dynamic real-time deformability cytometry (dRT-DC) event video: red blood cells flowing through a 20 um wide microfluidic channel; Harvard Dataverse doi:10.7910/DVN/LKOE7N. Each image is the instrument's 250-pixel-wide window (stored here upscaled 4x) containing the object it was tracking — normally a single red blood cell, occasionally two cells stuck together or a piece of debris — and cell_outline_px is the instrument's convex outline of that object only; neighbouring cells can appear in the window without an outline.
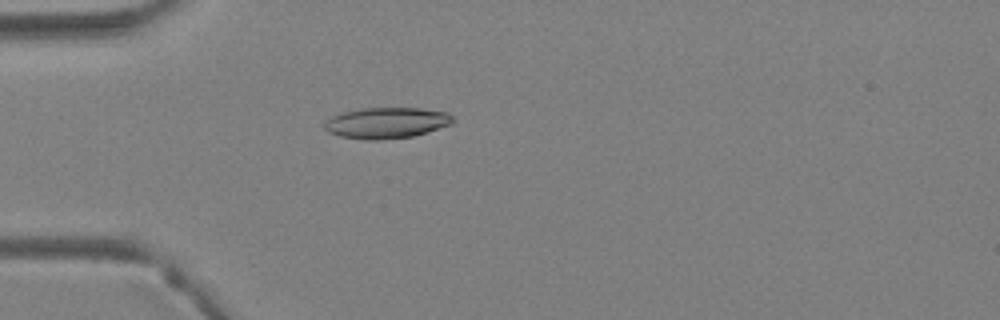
{"species": "Egyptian fruit bat (a non-hibernating species)", "species_latin": "Rousettus aegyptiacus", "temperature_condition": "warm", "stored_images_in_passage": 26, "camera_frame_rate_fps": 3000, "um_per_image_px": 0.085, "animal": {"sex": "female"}, "frame": {"image": 1, "passage_image": 1, "time_ms": 0.0, "image_size_px": [1000, 320], "cell_outline_px": [[456, 120], [452, 124], [412, 136], [380, 140], [364, 140], [340, 136], [328, 132], [324, 128], [324, 120], [340, 112], [364, 108], [420, 108], [448, 112]], "centroid_in_image_um": [32.83, 10.44], "position_along_channel_um": 52.2, "area_um2": 23.35}}
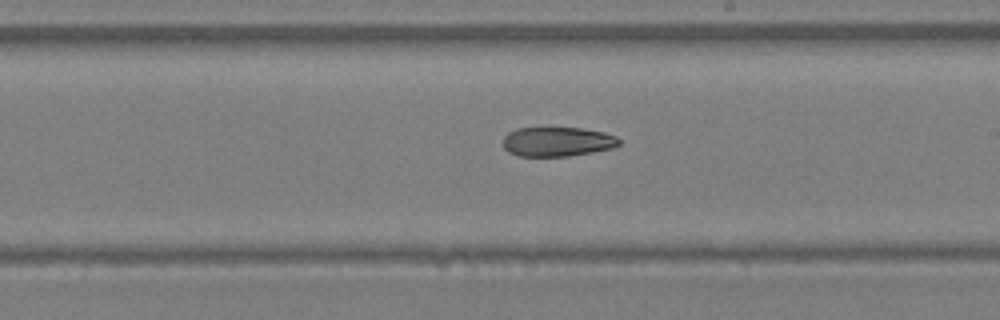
{"frame": {"image": 2, "passage_image": 13, "time_ms": 4.0, "image_size_px": [1000, 320], "cell_outline_px": [[620, 144], [612, 148], [592, 152], [568, 156], [520, 156], [508, 152], [504, 148], [504, 136], [508, 132], [516, 128], [584, 128], [604, 132], [616, 136], [620, 140]], "centroid_in_image_um": [47.38, 12.04], "position_along_channel_um": 241.6, "area_um2": 19.94}}
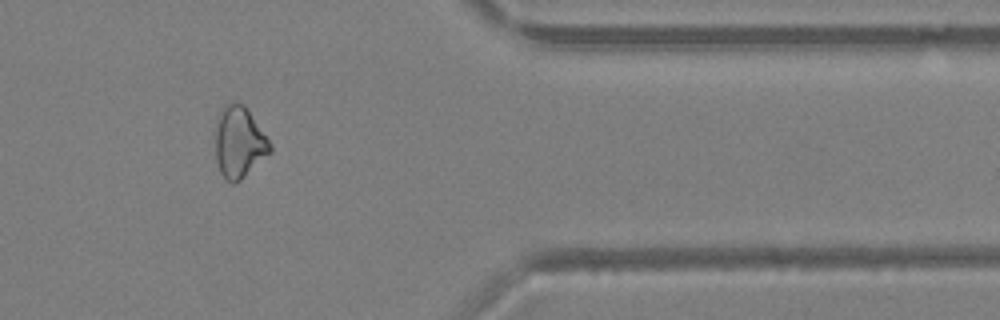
{"frame": {"image": 3, "passage_image": 23, "time_ms": 7.333, "image_size_px": [1000, 320], "cell_outline_px": [[272, 152], [236, 184], [232, 184], [220, 172], [216, 160], [216, 120], [224, 104], [244, 104], [268, 140], [272, 148]], "centroid_in_image_um": [20.32, 12.13], "position_along_channel_um": 391.1, "area_um2": 22.43}}